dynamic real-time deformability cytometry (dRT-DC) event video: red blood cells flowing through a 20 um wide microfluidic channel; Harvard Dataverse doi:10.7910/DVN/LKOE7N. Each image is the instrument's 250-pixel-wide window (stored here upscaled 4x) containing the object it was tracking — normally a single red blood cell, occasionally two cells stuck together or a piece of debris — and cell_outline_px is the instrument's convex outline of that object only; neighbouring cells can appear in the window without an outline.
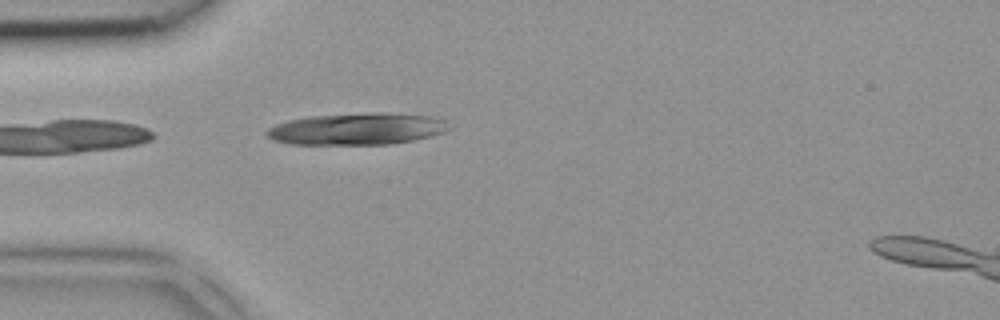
{"species": "common noctule bat (a hibernating species)", "species_latin": "Nyctalus noctula", "temperature_condition": "room temperature", "stored_images_in_passage": 4, "camera_frame_rate_fps": 3000, "um_per_image_px": 0.085, "animal": {"sex": "female", "body_mass_g": 18.4}, "frame": {"image": 1, "passage_image": 4, "time_ms": 1.0, "image_size_px": [1000, 320], "cell_outline_px": [[452, 128], [444, 132], [432, 136], [416, 140], [392, 144], [288, 144], [272, 140], [264, 132], [268, 128], [276, 124], [288, 120], [308, 116], [380, 112], [428, 116], [444, 120]], "centroid_in_image_um": [30.34, 10.96], "position_along_channel_um": 54.7, "area_um2": 33.87}}